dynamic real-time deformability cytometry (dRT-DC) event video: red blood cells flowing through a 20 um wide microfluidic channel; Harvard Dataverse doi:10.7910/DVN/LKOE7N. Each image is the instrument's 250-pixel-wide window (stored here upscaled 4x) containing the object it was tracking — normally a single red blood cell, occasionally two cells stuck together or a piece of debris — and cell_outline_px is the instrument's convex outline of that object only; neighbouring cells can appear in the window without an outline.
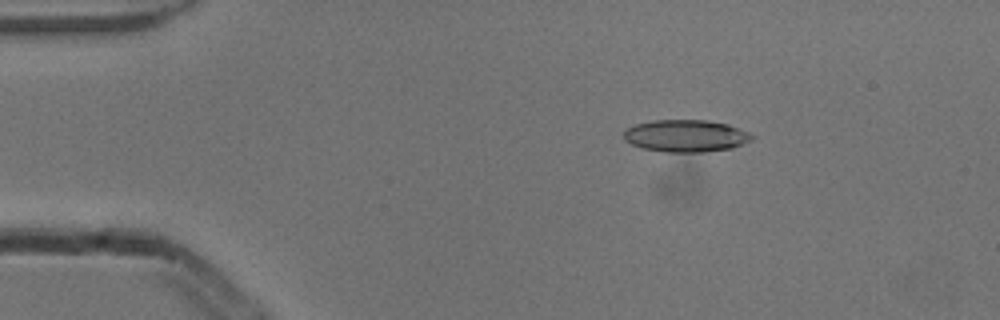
{"species": "common noctule bat (a hibernating species)", "species_latin": "Nyctalus noctula", "temperature_condition": "cold", "stored_images_in_passage": 3, "camera_frame_rate_fps": 3000, "um_per_image_px": 0.085, "animal": {"sex": "male", "body_mass_g": 13.3}, "frame": {"image": 1, "passage_image": 1, "time_ms": 0.0, "image_size_px": [1000, 320], "cell_outline_px": [[756, 136], [752, 140], [744, 144], [732, 148], [704, 152], [664, 152], [644, 148], [632, 144], [624, 140], [624, 128], [636, 124], [652, 120], [708, 120], [728, 124], [748, 132]], "centroid_in_image_um": [58.31, 11.54], "position_along_channel_um": 26.7, "area_um2": 24.22}}
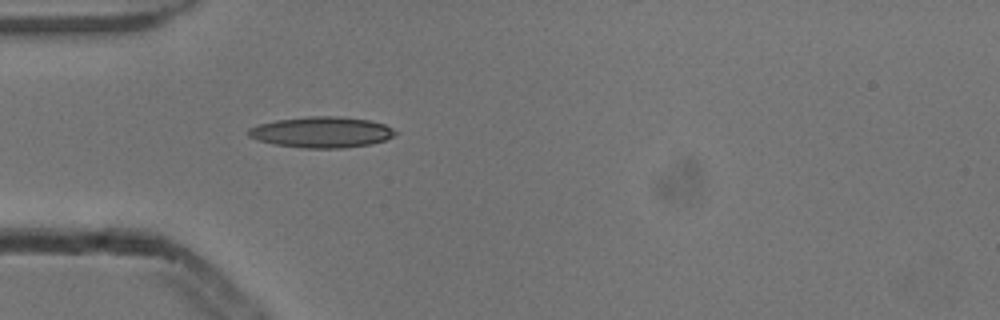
{"frame": {"image": 2, "passage_image": 3, "time_ms": 0.667, "image_size_px": [1000, 320], "cell_outline_px": [[400, 132], [384, 140], [372, 144], [344, 148], [304, 148], [272, 144], [248, 136], [248, 128], [260, 124], [276, 120], [308, 116], [336, 116], [368, 120], [384, 124]], "centroid_in_image_um": [27.35, 11.24], "position_along_channel_um": 57.6, "area_um2": 26.41}}